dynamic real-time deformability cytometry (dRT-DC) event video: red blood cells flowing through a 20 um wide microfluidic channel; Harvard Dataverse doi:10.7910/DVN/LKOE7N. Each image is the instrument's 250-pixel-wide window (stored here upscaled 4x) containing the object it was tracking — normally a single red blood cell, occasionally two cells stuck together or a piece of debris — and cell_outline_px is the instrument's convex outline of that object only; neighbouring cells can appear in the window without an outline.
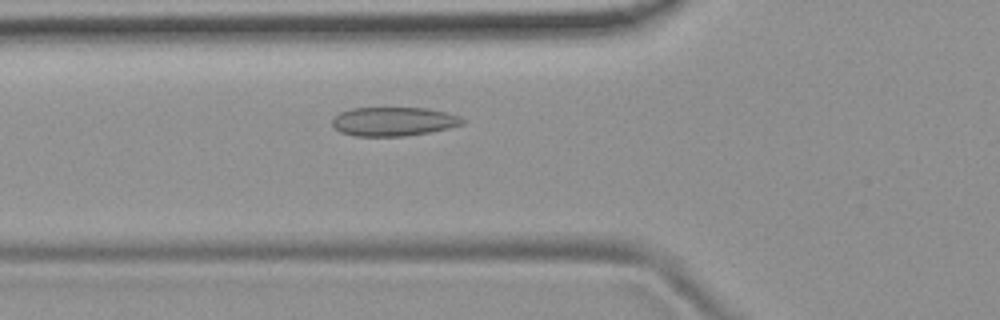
{"species": "common noctule bat (a hibernating species)", "species_latin": "Nyctalus noctula", "temperature_condition": "room temperature", "stored_images_in_passage": 35, "camera_frame_rate_fps": 3000, "um_per_image_px": 0.085, "animal": {"sex": "female", "body_mass_g": 19.9}, "frame": {"image": 1, "passage_image": 7, "time_ms": 2.0, "image_size_px": [1000, 320], "cell_outline_px": [[464, 124], [448, 128], [428, 132], [404, 136], [356, 136], [340, 132], [332, 128], [332, 120], [340, 112], [352, 108], [428, 108], [448, 112], [460, 116], [464, 120]], "centroid_in_image_um": [33.45, 10.32], "position_along_channel_um": 92.4, "area_um2": 22.02}}
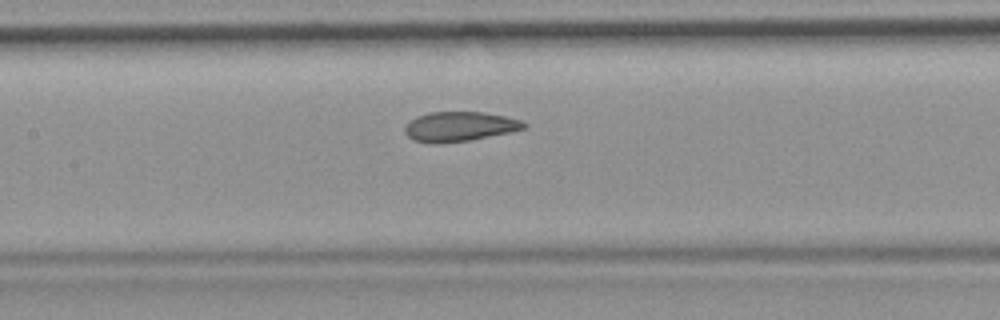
{"frame": {"image": 2, "passage_image": 13, "time_ms": 4.0, "image_size_px": [1000, 320], "cell_outline_px": [[528, 124], [524, 128], [508, 132], [468, 140], [436, 144], [428, 144], [412, 140], [404, 132], [404, 128], [416, 116], [428, 112], [484, 112], [504, 116], [520, 120]], "centroid_in_image_um": [39.0, 10.76], "position_along_channel_um": 168.4, "area_um2": 20.46}}
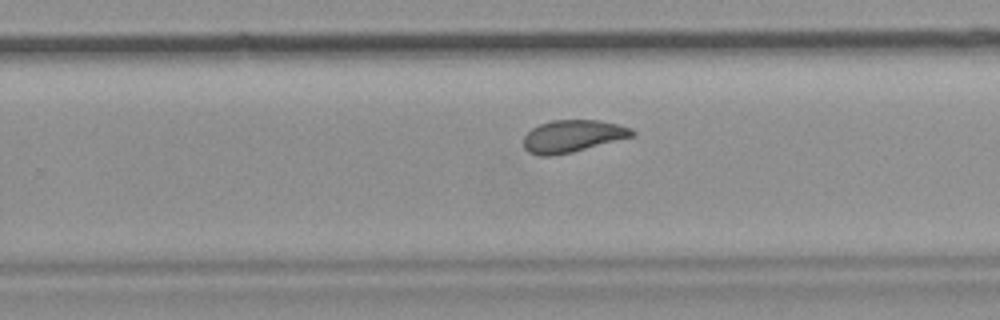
{"frame": {"image": 3, "passage_image": 22, "time_ms": 7.0, "image_size_px": [1000, 320], "cell_outline_px": [[636, 136], [572, 152], [552, 156], [540, 156], [528, 152], [524, 148], [524, 136], [532, 128], [540, 124], [552, 120], [600, 120], [632, 128], [636, 132]], "centroid_in_image_um": [48.69, 11.57], "position_along_channel_um": 281.1, "area_um2": 20.52}, "authors_computed_cell_mechanics": {"area_um2": 20.9236, "velocity_mm_per_s": 3.7847, "shape_relaxation_time_tau1_ms": null, "shape_relaxation_time_tau2_ms": 1.0836, "deformation_change_tau1": null, "deformation_change_tau2": 0.0607}}